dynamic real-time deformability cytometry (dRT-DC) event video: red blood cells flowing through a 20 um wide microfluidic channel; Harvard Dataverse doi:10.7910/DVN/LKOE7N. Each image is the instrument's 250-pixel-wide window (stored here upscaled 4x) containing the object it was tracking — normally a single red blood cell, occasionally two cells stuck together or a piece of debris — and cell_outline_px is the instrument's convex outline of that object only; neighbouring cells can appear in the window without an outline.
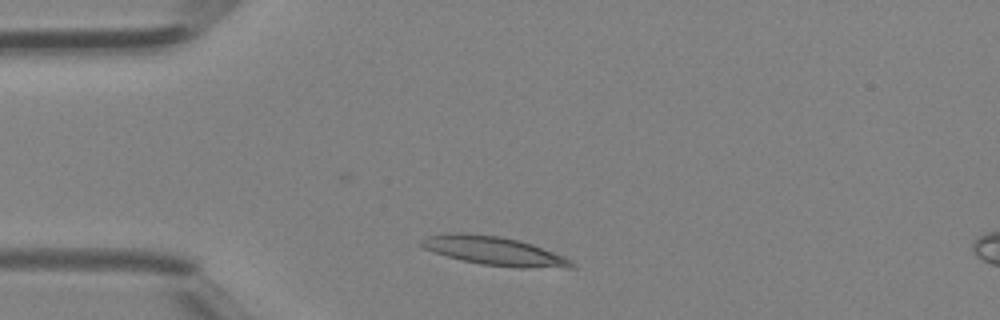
{"species": "Egyptian fruit bat (a non-hibernating species)", "species_latin": "Rousettus aegyptiacus", "temperature_condition": "room temperature", "stored_images_in_passage": 28, "camera_frame_rate_fps": 3000, "um_per_image_px": 0.085, "animal": {"sex": "female"}, "frame": {"image": 1, "passage_image": 1, "time_ms": 0.0, "image_size_px": [1000, 320], "cell_outline_px": [[576, 268], [516, 268], [480, 264], [460, 260], [424, 248], [420, 244], [420, 240], [428, 236], [448, 232], [464, 232], [500, 236], [520, 240], [544, 248], [564, 256], [576, 264]], "centroid_in_image_um": [42.05, 21.33], "position_along_channel_um": 43.0, "area_um2": 25.49}}
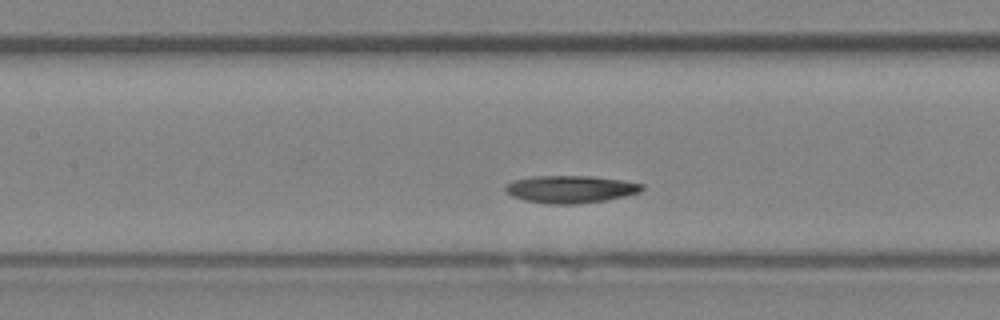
{"frame": {"image": 2, "passage_image": 10, "time_ms": 3.0, "image_size_px": [1000, 320], "cell_outline_px": [[644, 188], [640, 192], [624, 196], [604, 200], [576, 204], [548, 204], [524, 200], [512, 196], [504, 188], [512, 180], [532, 176], [592, 176], [624, 180], [644, 184]], "centroid_in_image_um": [48.5, 16.07], "position_along_channel_um": 158.9, "area_um2": 21.85}}
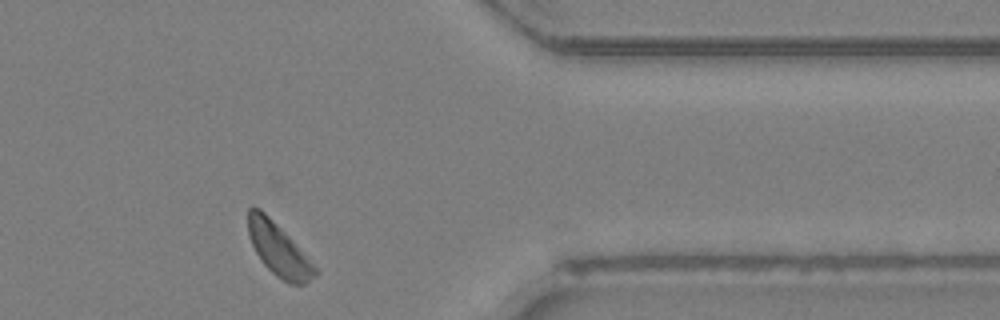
{"frame": {"image": 3, "passage_image": 26, "time_ms": 8.333, "image_size_px": [1000, 320], "cell_outline_px": [[320, 272], [304, 284], [288, 284], [276, 276], [264, 264], [256, 252], [248, 236], [248, 208], [260, 208], [288, 236]], "centroid_in_image_um": [23.67, 21.24], "position_along_channel_um": 387.7, "area_um2": 20.0}}